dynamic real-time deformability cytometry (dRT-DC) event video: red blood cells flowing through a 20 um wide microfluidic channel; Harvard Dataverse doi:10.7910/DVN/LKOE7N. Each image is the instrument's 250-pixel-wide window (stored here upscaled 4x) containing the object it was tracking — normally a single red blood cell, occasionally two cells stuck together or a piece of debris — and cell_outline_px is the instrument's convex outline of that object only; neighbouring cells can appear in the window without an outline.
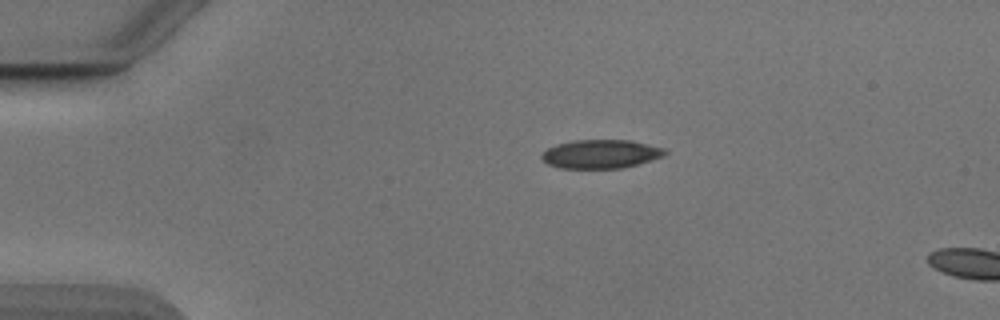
{"species": "Egyptian fruit bat (a non-hibernating species)", "species_latin": "Rousettus aegyptiacus", "temperature_condition": "cold", "stored_images_in_passage": 4, "camera_frame_rate_fps": 3000, "um_per_image_px": 0.085, "animal": {"sex": "male"}, "frame": {"image": 1, "passage_image": 1, "time_ms": 0.0, "image_size_px": [1000, 320], "cell_outline_px": [[668, 152], [664, 156], [652, 160], [624, 168], [560, 168], [548, 164], [540, 156], [548, 148], [556, 144], [572, 140], [632, 140], [664, 148]], "centroid_in_image_um": [51.09, 13.08], "position_along_channel_um": 33.9, "area_um2": 20.69}}